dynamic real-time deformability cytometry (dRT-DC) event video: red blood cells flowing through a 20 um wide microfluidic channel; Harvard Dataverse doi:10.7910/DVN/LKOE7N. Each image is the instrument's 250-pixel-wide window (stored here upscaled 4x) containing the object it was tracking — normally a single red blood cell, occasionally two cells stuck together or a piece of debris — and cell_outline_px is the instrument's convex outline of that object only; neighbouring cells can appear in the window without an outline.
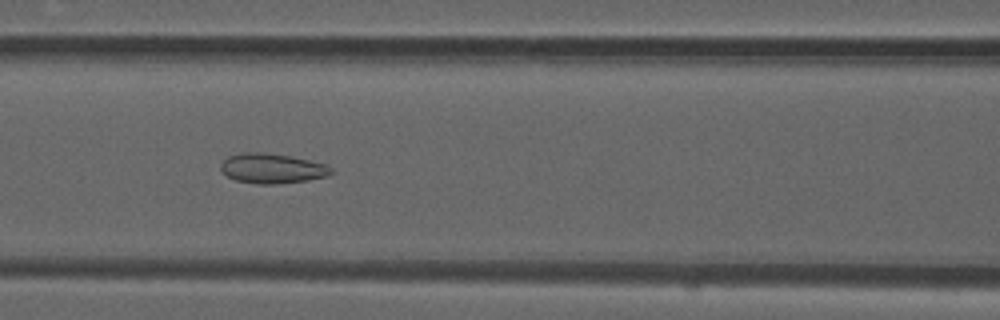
{"species": "common noctule bat (a hibernating species)", "species_latin": "Nyctalus noctula", "temperature_condition": "room temperature", "stored_images_in_passage": 50, "camera_frame_rate_fps": 3000, "um_per_image_px": 0.085, "animal": {"sex": "male", "forearm_length_mm": 52.5}, "frame": {"image": 1, "passage_image": 23, "time_ms": 7.333, "image_size_px": [1000, 320], "cell_outline_px": [[332, 172], [328, 176], [308, 180], [276, 184], [256, 184], [236, 180], [228, 176], [220, 168], [220, 164], [228, 156], [240, 152], [264, 152], [288, 156], [308, 160], [324, 164], [332, 168]], "centroid_in_image_um": [23.1, 14.31], "position_along_channel_um": 143.5, "area_um2": 19.13}}
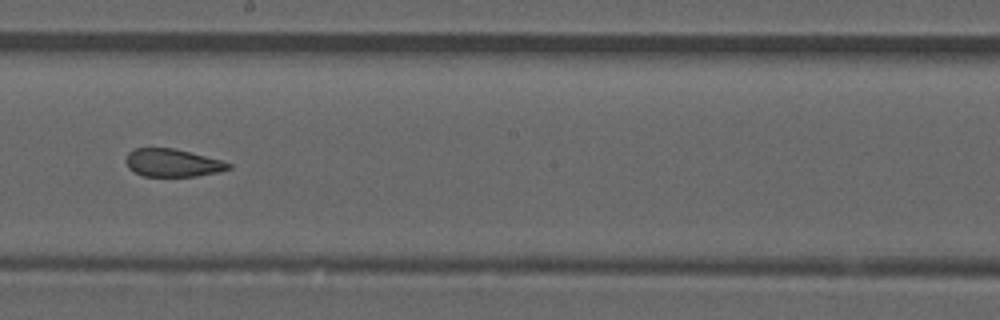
{"frame": {"image": 2, "passage_image": 30, "time_ms": 9.667, "image_size_px": [1000, 320], "cell_outline_px": [[232, 168], [216, 172], [196, 176], [144, 176], [128, 168], [124, 160], [128, 152], [136, 148], [172, 148], [220, 160], [232, 164]], "centroid_in_image_um": [14.62, 13.84], "position_along_channel_um": 233.6, "area_um2": 16.42}}
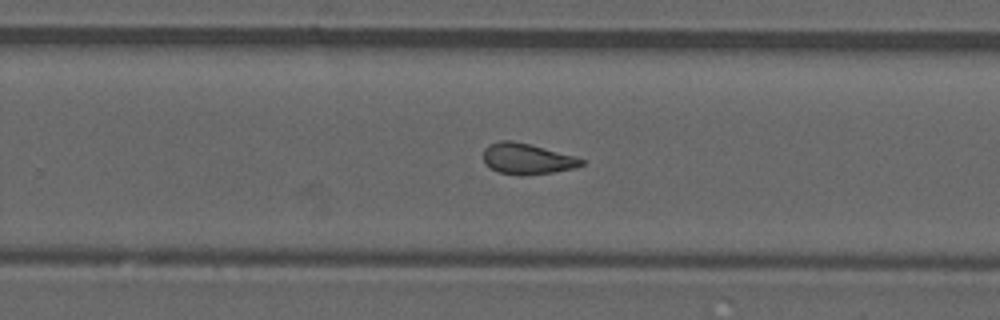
{"frame": {"image": 3, "passage_image": 34, "time_ms": 11.0, "image_size_px": [1000, 320], "cell_outline_px": [[584, 164], [576, 168], [552, 172], [524, 176], [520, 176], [500, 172], [484, 164], [484, 148], [488, 144], [500, 140], [512, 140], [528, 144], [572, 156], [584, 160]], "centroid_in_image_um": [44.75, 13.51], "position_along_channel_um": 285.0, "area_um2": 17.46}, "authors_computed_cell_mechanics": {"area_um2": 18.3226, "velocity_mm_per_s": 3.8744, "shape_relaxation_time_tau1_ms": null, "shape_relaxation_time_tau2_ms": 1.9106, "deformation_change_tau1": null, "deformation_change_tau2": 0.0915}}